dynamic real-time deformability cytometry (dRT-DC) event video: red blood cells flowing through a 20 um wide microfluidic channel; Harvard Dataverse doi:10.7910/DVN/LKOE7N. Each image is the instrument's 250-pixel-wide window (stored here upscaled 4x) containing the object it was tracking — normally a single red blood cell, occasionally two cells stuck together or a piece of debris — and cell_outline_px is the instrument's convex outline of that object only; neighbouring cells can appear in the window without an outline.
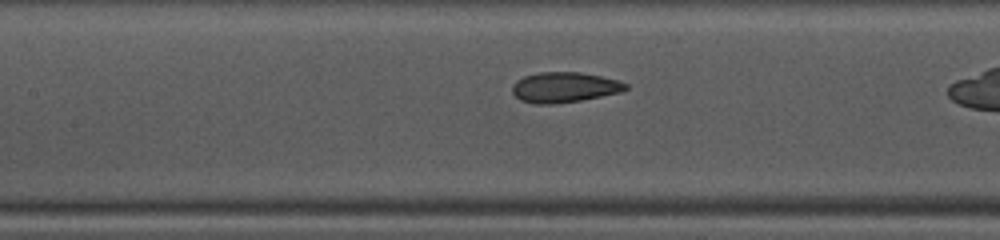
{"species": "common noctule bat (a hibernating species)", "species_latin": "Nyctalus noctula", "temperature_condition": "warm", "stored_images_in_passage": 23, "camera_frame_rate_fps": 3000, "um_per_image_px": 0.085, "animal": {"sex": "female", "body_mass_g": 10.0, "forearm_length_mm": 53.1}, "frame": {"image": 1, "passage_image": 7, "time_ms": 2.0, "image_size_px": [1000, 240], "cell_outline_px": [[628, 88], [620, 92], [580, 100], [556, 104], [536, 104], [520, 100], [512, 92], [512, 84], [516, 80], [524, 76], [540, 72], [580, 72], [600, 76], [616, 80], [628, 84]], "centroid_in_image_um": [47.93, 7.42], "position_along_channel_um": 159.5, "area_um2": 19.94}}
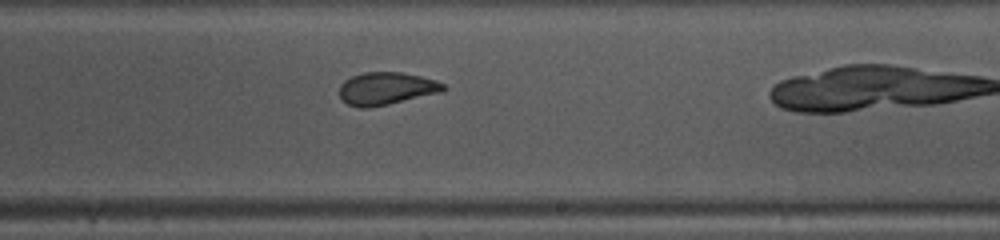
{"frame": {"image": 2, "passage_image": 14, "time_ms": 4.333, "image_size_px": [1000, 240], "cell_outline_px": [[448, 88], [444, 92], [388, 104], [368, 108], [360, 108], [348, 104], [340, 96], [340, 84], [344, 80], [352, 76], [364, 72], [400, 72], [420, 76], [436, 80], [444, 84]], "centroid_in_image_um": [32.87, 7.52], "position_along_channel_um": 256.1, "area_um2": 19.83}}
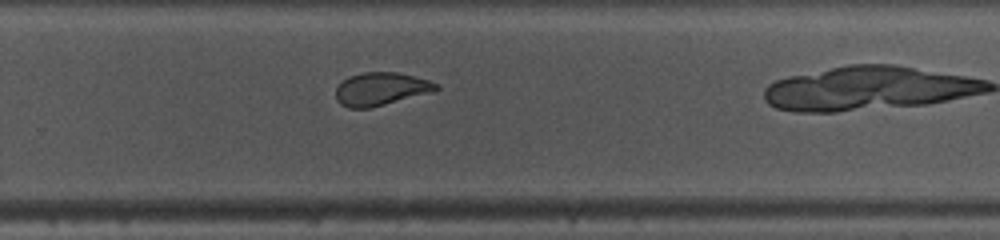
{"frame": {"image": 3, "passage_image": 17, "time_ms": 5.333, "image_size_px": [1000, 240], "cell_outline_px": [[440, 88], [432, 92], [372, 108], [348, 108], [340, 104], [336, 100], [336, 88], [348, 76], [360, 72], [396, 72], [428, 80], [436, 84]], "centroid_in_image_um": [32.34, 7.57], "position_along_channel_um": 297.5, "area_um2": 19.31}}